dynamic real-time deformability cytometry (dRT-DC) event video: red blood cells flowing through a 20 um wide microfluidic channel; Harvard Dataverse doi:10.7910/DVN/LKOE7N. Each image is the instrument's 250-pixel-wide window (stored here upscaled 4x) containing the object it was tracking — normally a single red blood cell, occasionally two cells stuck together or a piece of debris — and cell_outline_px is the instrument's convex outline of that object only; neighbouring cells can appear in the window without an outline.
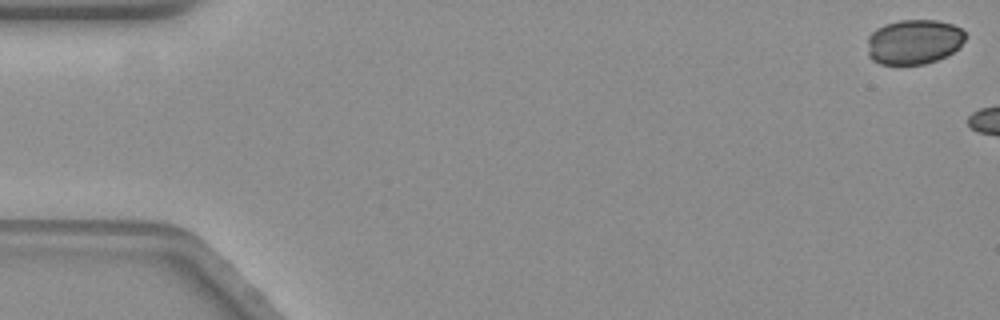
{"species": "common noctule bat (a hibernating species)", "species_latin": "Nyctalus noctula", "temperature_condition": "warm", "stored_images_in_passage": 6, "camera_frame_rate_fps": 3000, "um_per_image_px": 0.085, "animal": {"sex": "female", "body_mass_g": 19.3, "forearm_length_mm": 54.1}, "frame": {"image": 1, "passage_image": 1, "time_ms": 0.0, "image_size_px": [1000, 320], "cell_outline_px": [[968, 36], [952, 52], [936, 60], [924, 64], [880, 64], [872, 60], [868, 56], [868, 36], [876, 28], [884, 24], [900, 20], [936, 20], [952, 24], [960, 28]], "centroid_in_image_um": [77.65, 3.54], "position_along_channel_um": 7.3, "area_um2": 25.55}}